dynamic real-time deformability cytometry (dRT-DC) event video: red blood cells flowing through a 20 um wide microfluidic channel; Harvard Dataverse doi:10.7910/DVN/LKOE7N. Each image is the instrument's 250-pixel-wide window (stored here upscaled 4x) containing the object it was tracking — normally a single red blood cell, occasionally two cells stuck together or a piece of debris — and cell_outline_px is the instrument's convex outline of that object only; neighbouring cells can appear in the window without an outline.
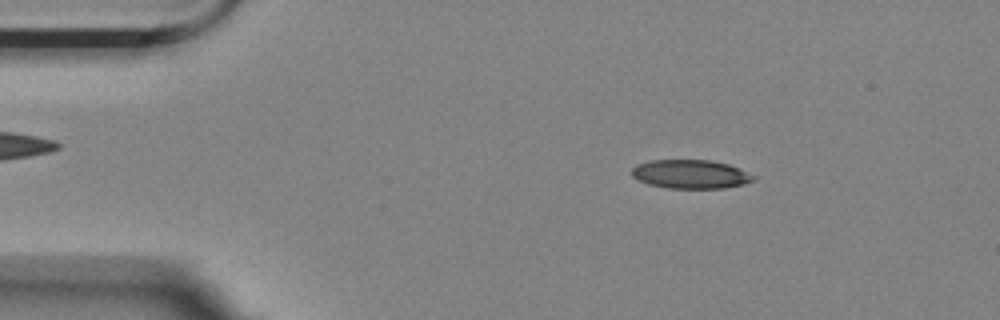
{"species": "Egyptian fruit bat (a non-hibernating species)", "species_latin": "Rousettus aegyptiacus", "temperature_condition": "room temperature", "stored_images_in_passage": 50, "camera_frame_rate_fps": 3000, "um_per_image_px": 0.085, "animal": {"sex": "female"}, "frame": {"image": 1, "passage_image": 3, "time_ms": 0.667, "image_size_px": [1000, 320], "cell_outline_px": [[756, 180], [744, 184], [724, 188], [668, 188], [648, 184], [632, 176], [632, 168], [636, 164], [648, 160], [708, 160], [728, 164], [740, 168], [756, 176]], "centroid_in_image_um": [58.72, 14.8], "position_along_channel_um": 26.3, "area_um2": 20.52}}
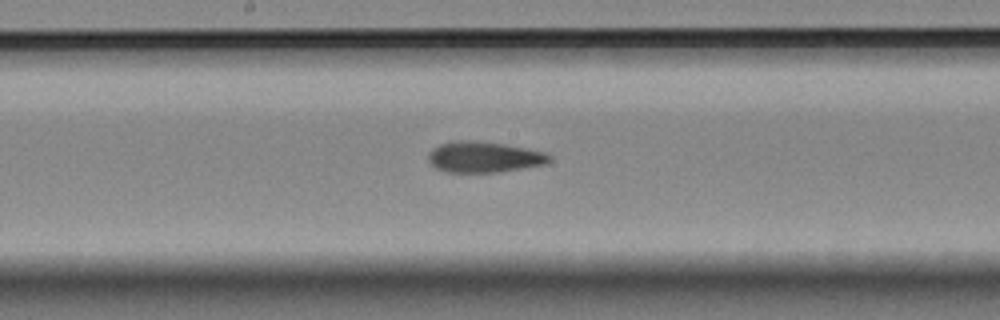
{"frame": {"image": 2, "passage_image": 23, "time_ms": 7.333, "image_size_px": [1000, 320], "cell_outline_px": [[552, 160], [544, 164], [496, 172], [444, 172], [436, 168], [428, 160], [428, 152], [432, 148], [440, 144], [456, 140], [472, 140], [504, 144], [544, 152], [552, 156]], "centroid_in_image_um": [41.09, 13.34], "position_along_channel_um": 207.1, "area_um2": 21.68}}
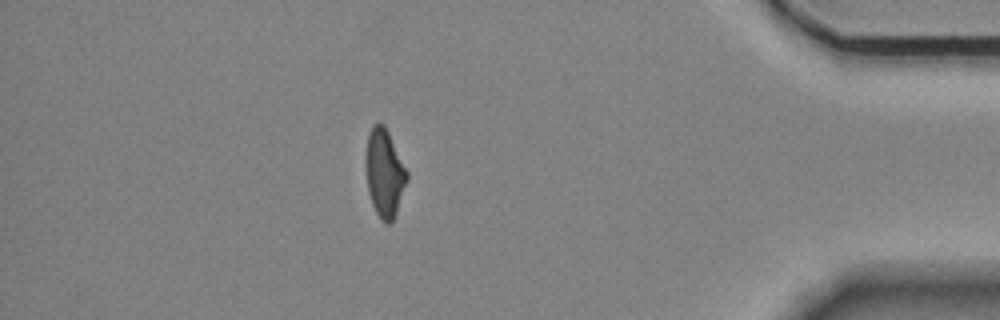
{"frame": {"image": 3, "passage_image": 43, "time_ms": 14.0, "image_size_px": [1000, 320], "cell_outline_px": [[408, 180], [396, 212], [392, 220], [388, 224], [384, 224], [380, 220], [372, 204], [368, 192], [364, 164], [368, 132], [372, 124], [384, 124], [408, 172]], "centroid_in_image_um": [32.65, 14.71], "position_along_channel_um": 402.5, "area_um2": 21.27}, "authors_computed_cell_mechanics": {"area_um2": 21.4149, "velocity_mm_per_s": 3.5734, "shape_relaxation_time_tau1_ms": null, "shape_relaxation_time_tau2_ms": 4.0858, "deformation_change_tau1": null, "deformation_change_tau2": 0.13}}